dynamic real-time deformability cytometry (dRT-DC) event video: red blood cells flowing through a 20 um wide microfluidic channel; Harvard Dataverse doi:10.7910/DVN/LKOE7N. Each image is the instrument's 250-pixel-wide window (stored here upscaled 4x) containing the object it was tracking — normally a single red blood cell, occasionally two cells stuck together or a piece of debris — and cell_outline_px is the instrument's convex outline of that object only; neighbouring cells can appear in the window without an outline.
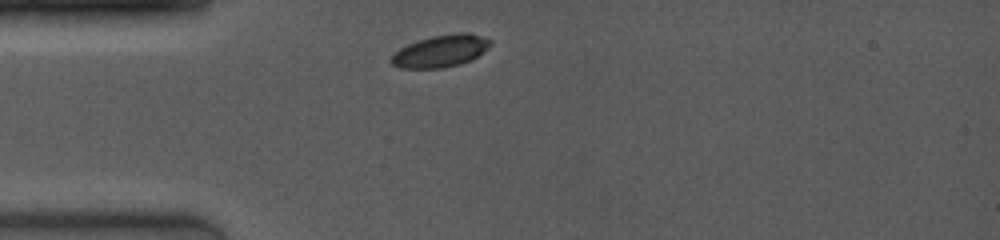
{"species": "common noctule bat (a hibernating species)", "species_latin": "Nyctalus noctula", "temperature_condition": "room temperature", "stored_images_in_passage": 29, "camera_frame_rate_fps": 4000, "um_per_image_px": 0.085, "animal": {"sex": "female", "body_mass_g": 19.0, "forearm_length_mm": 53.3}, "frame": {"image": 1, "passage_image": 1, "time_ms": 0.0, "image_size_px": [1000, 240], "cell_outline_px": [[492, 44], [488, 48], [476, 56], [460, 64], [440, 68], [400, 68], [392, 64], [392, 56], [400, 48], [408, 44], [432, 36], [460, 32], [468, 32], [492, 40]], "centroid_in_image_um": [37.47, 4.33], "position_along_channel_um": 47.5, "area_um2": 18.21}}
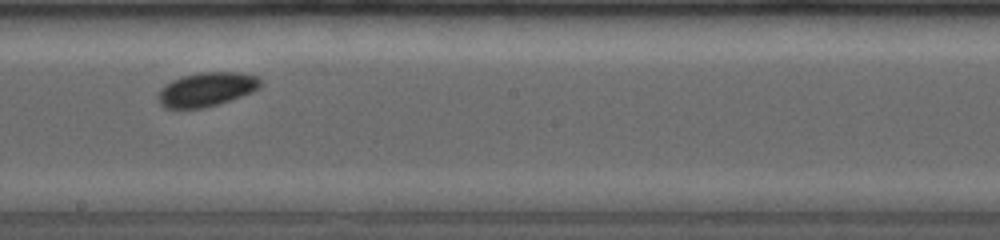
{"frame": {"image": 2, "passage_image": 15, "time_ms": 5.0, "image_size_px": [1000, 240], "cell_outline_px": [[260, 84], [252, 92], [204, 108], [164, 108], [160, 104], [156, 96], [172, 80], [184, 76], [200, 72], [236, 72], [260, 76]], "centroid_in_image_um": [17.55, 7.59], "position_along_channel_um": 230.6, "area_um2": 19.88}}
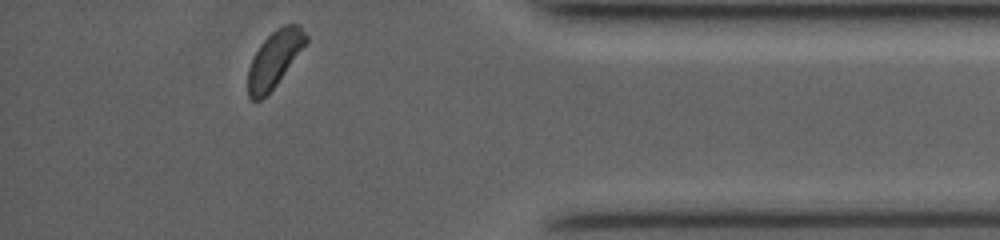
{"frame": {"image": 3, "passage_image": 29, "time_ms": 10.0, "image_size_px": [1000, 240], "cell_outline_px": [[308, 44], [276, 84], [260, 100], [252, 100], [248, 96], [248, 68], [260, 44], [276, 28], [284, 24], [296, 24], [308, 36]], "centroid_in_image_um": [23.35, 5.0], "position_along_channel_um": 411.8, "area_um2": 18.84}, "authors_computed_cell_mechanics": {"area_um2": 19.5364, "velocity_mm_per_s": 3.963, "shape_relaxation_time_tau1_ms": 1.7762, "shape_relaxation_time_tau2_ms": null, "deformation_change_tau1": 0.0436, "deformation_change_tau2": null}}